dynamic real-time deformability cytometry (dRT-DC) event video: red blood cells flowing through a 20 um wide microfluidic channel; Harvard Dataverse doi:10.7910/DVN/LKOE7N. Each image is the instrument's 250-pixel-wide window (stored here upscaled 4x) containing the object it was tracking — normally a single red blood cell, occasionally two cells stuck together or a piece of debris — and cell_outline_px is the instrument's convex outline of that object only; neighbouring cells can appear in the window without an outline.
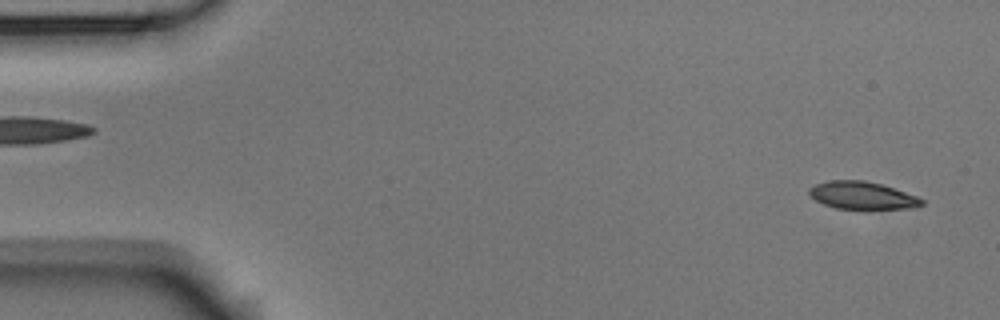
{"species": "Egyptian fruit bat (a non-hibernating species)", "species_latin": "Rousettus aegyptiacus", "temperature_condition": "room temperature", "stored_images_in_passage": 4, "segment_of_instrument_passage": [2, 2], "camera_frame_rate_fps": 3000, "um_per_image_px": 0.085, "animal": {"sex": "male"}, "frame": {"image": 1, "passage_image": 4, "time_ms": 1.0, "image_size_px": [1000, 320], "cell_outline_px": [[924, 204], [908, 208], [836, 208], [824, 204], [816, 200], [808, 192], [808, 188], [816, 184], [828, 180], [864, 180], [880, 184], [916, 196], [924, 200]], "centroid_in_image_um": [73.24, 16.59], "position_along_channel_um": 11.8, "area_um2": 17.63}}